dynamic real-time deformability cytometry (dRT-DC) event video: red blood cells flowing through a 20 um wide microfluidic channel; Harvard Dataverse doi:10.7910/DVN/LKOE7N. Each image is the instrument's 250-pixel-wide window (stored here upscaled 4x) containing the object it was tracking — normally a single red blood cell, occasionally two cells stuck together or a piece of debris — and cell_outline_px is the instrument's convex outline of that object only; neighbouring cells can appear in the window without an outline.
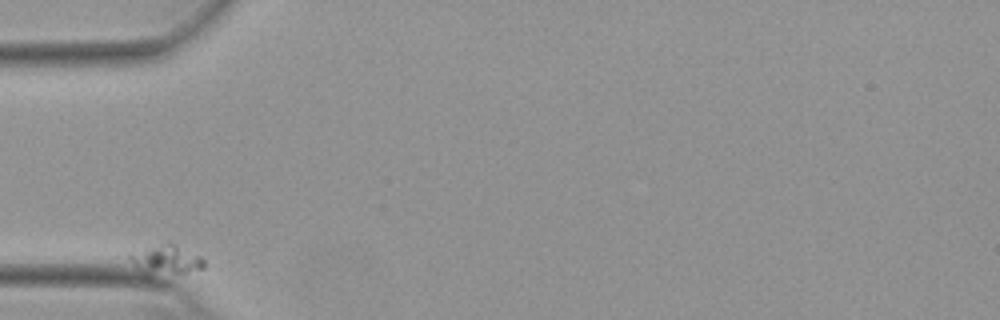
{"species": "Egyptian fruit bat (a non-hibernating species)", "species_latin": "Rousettus aegyptiacus", "temperature_condition": "warm", "stored_images_in_passage": 36, "camera_frame_rate_fps": 3000, "um_per_image_px": 0.085, "animal": {"sex": "female"}, "frame": {"image": 1, "passage_image": 1, "time_ms": 0.0, "image_size_px": [1000, 320], "cell_outline_px": [[204, 268], [148, 280], [128, 256], [168, 240], [200, 256], [204, 260]], "centroid_in_image_um": [14.13, 22.15], "position_along_channel_um": 70.9, "area_um2": 13.12}}
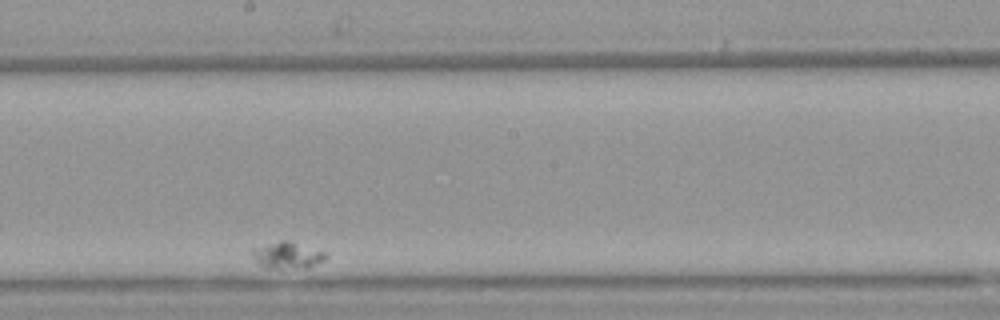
{"frame": {"image": 2, "passage_image": 21, "time_ms": 6.667, "image_size_px": [1000, 320], "cell_outline_px": [[328, 256], [324, 260], [308, 268], [264, 268], [252, 256], [252, 248], [280, 240], [288, 240], [324, 252]], "centroid_in_image_um": [24.41, 21.7], "position_along_channel_um": 223.8, "area_um2": 11.33}}
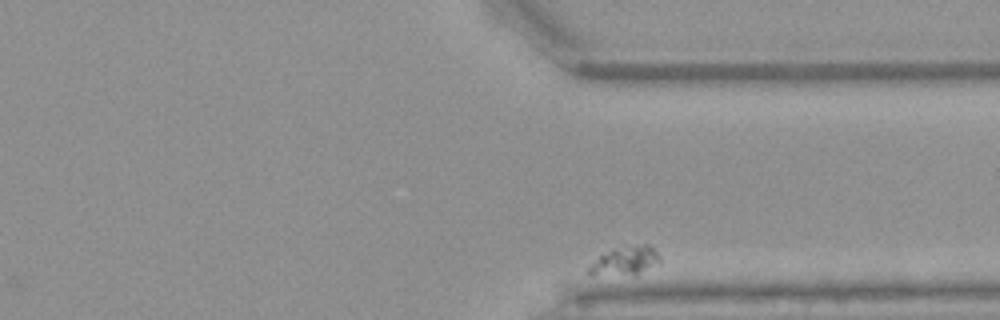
{"frame": {"image": 3, "passage_image": 36, "time_ms": 11.667, "image_size_px": [1000, 320], "cell_outline_px": [[660, 260], [636, 272], [588, 276], [584, 272], [588, 264], [612, 248], [640, 244], [648, 244], [660, 256]], "centroid_in_image_um": [52.97, 22.14], "position_along_channel_um": 358.4, "area_um2": 11.39}}